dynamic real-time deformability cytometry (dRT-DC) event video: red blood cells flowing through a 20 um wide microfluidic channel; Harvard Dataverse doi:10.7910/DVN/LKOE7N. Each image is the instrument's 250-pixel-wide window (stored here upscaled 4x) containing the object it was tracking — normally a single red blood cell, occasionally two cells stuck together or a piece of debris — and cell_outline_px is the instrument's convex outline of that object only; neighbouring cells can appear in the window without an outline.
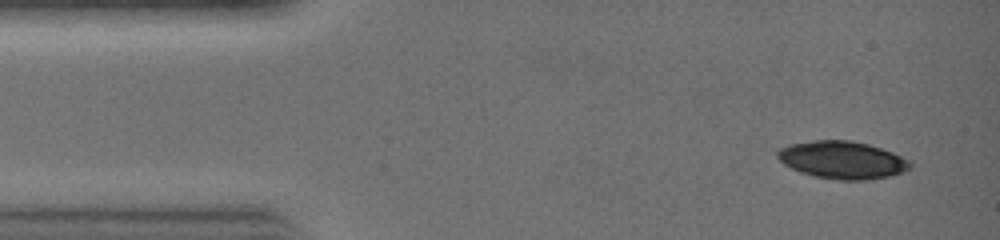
{"species": "common noctule bat (a hibernating species)", "species_latin": "Nyctalus noctula", "temperature_condition": "warm", "stored_images_in_passage": 8, "camera_frame_rate_fps": 3000, "um_per_image_px": 0.085, "animal": {"sex": "female", "body_mass_g": 19.0, "forearm_length_mm": 51.5}, "frame": {"image": 1, "passage_image": 2, "time_ms": 0.333, "image_size_px": [1000, 240], "cell_outline_px": [[912, 168], [892, 176], [868, 180], [840, 180], [812, 176], [800, 172], [784, 164], [776, 156], [776, 152], [780, 148], [788, 144], [816, 140], [852, 140], [868, 144], [892, 152], [908, 160], [912, 164]], "centroid_in_image_um": [71.59, 13.6], "position_along_channel_um": 13.4, "area_um2": 29.19}}